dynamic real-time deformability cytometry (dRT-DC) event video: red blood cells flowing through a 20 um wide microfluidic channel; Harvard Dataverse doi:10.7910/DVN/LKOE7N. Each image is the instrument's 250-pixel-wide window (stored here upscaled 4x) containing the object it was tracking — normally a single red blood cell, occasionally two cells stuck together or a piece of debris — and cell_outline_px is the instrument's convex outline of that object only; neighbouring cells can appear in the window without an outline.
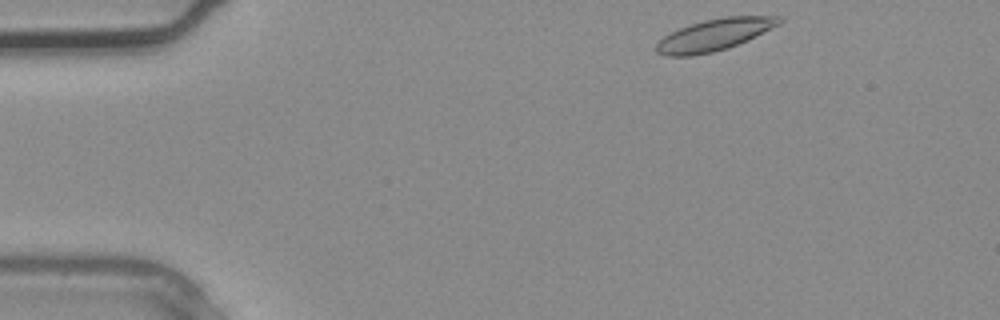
{"species": "common noctule bat (a hibernating species)", "species_latin": "Nyctalus noctula", "temperature_condition": "warm", "stored_images_in_passage": 2, "camera_frame_rate_fps": 3000, "um_per_image_px": 0.085, "animal": {"sex": "male", "body_mass_g": 20.4}, "frame": {"image": 1, "passage_image": 1, "time_ms": 0.0, "image_size_px": [1000, 320], "cell_outline_px": [[784, 20], [780, 24], [748, 40], [728, 48], [712, 52], [692, 56], [664, 56], [656, 52], [656, 44], [664, 36], [680, 28], [704, 20], [724, 16], [780, 16]], "centroid_in_image_um": [60.74, 2.96], "position_along_channel_um": 24.3, "area_um2": 22.66}}